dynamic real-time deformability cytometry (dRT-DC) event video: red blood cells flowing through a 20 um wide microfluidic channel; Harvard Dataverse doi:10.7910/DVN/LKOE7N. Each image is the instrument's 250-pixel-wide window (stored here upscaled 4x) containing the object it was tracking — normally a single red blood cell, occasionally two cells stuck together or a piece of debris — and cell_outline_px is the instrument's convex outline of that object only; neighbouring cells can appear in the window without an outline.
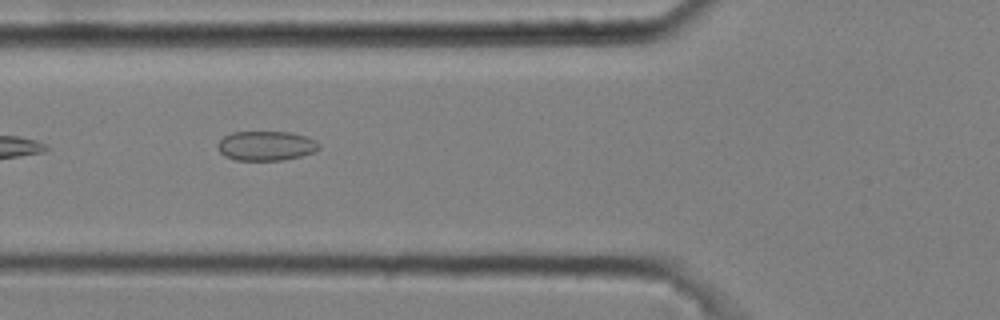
{"species": "common noctule bat (a hibernating species)", "species_latin": "Nyctalus noctula", "temperature_condition": "cold", "stored_images_in_passage": 7, "camera_frame_rate_fps": 3000, "um_per_image_px": 0.085, "animal": {"sex": "male", "body_mass_g": 20.4}, "frame": {"image": 1, "passage_image": 3, "time_ms": 0.667, "image_size_px": [1000, 320], "cell_outline_px": [[320, 148], [312, 152], [300, 156], [284, 160], [236, 160], [224, 156], [220, 152], [216, 144], [224, 136], [232, 132], [292, 132], [316, 140], [320, 144]], "centroid_in_image_um": [22.6, 12.39], "position_along_channel_um": 103.2, "area_um2": 17.46}}
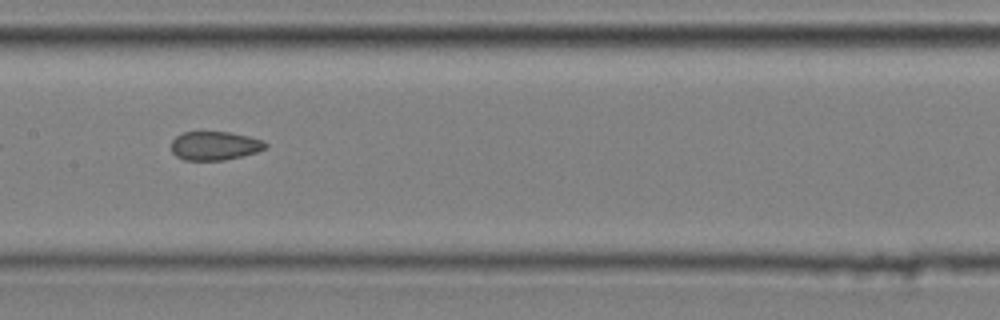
{"frame": {"image": 2, "passage_image": 5, "time_ms": 1.333, "image_size_px": [1000, 320], "cell_outline_px": [[268, 148], [256, 152], [224, 160], [184, 160], [176, 156], [172, 152], [172, 140], [176, 136], [184, 132], [228, 132], [248, 136], [264, 140], [268, 144]], "centroid_in_image_um": [18.27, 12.39], "position_along_channel_um": 189.1, "area_um2": 15.78}}
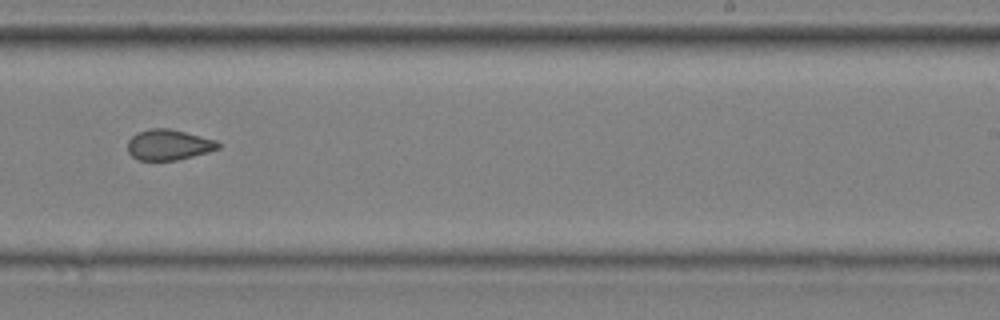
{"frame": {"image": 3, "passage_image": 7, "time_ms": 2.0, "image_size_px": [1000, 320], "cell_outline_px": [[220, 148], [208, 152], [176, 160], [136, 160], [128, 152], [128, 140], [136, 132], [148, 128], [168, 128], [216, 140], [220, 144]], "centroid_in_image_um": [14.3, 12.3], "position_along_channel_um": 274.7, "area_um2": 16.13}}